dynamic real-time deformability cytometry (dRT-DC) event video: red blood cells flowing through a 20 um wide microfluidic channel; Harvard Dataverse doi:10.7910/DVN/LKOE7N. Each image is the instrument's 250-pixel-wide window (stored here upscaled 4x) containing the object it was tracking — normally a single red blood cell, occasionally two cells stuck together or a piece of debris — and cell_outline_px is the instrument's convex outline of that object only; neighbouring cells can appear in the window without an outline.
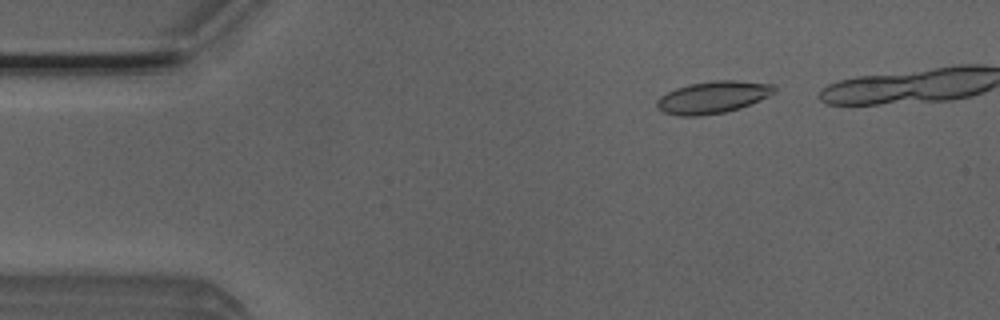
{"species": "Egyptian fruit bat (a non-hibernating species)", "species_latin": "Rousettus aegyptiacus", "temperature_condition": "room temperature", "stored_images_in_passage": 3, "camera_frame_rate_fps": 3000, "um_per_image_px": 0.085, "animal": {"sex": "male"}, "frame": {"image": 1, "passage_image": 3, "time_ms": 0.667, "image_size_px": [1000, 320], "cell_outline_px": [[776, 92], [760, 100], [740, 108], [724, 112], [700, 116], [676, 116], [664, 112], [656, 108], [656, 100], [660, 96], [676, 88], [688, 84], [716, 80], [736, 80], [772, 84], [776, 88]], "centroid_in_image_um": [60.57, 8.27], "position_along_channel_um": 24.4, "area_um2": 22.08}}